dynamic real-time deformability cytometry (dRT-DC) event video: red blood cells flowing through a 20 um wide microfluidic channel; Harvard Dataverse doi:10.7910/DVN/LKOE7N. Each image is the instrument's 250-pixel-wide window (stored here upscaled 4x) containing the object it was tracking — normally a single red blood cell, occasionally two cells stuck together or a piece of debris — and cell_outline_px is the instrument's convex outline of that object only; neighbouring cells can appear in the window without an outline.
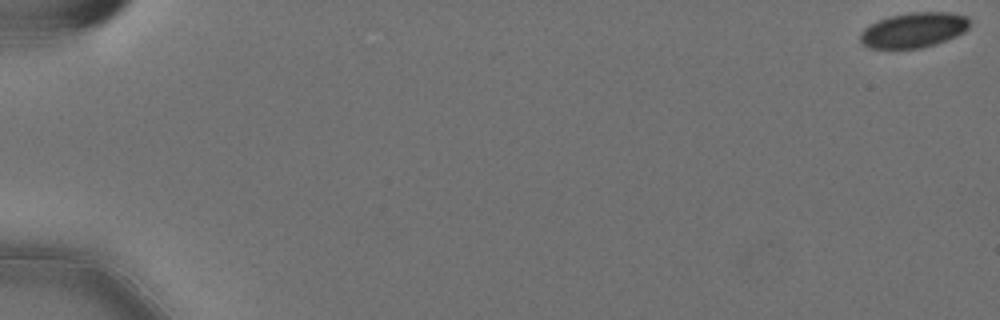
{"species": "Egyptian fruit bat (a non-hibernating species)", "species_latin": "Rousettus aegyptiacus", "temperature_condition": "cold", "stored_images_in_passage": 5, "camera_frame_rate_fps": 3000, "um_per_image_px": 0.085, "animal": {"sex": "female"}, "frame": {"image": 1, "passage_image": 1, "time_ms": 0.0, "image_size_px": [1000, 320], "cell_outline_px": [[968, 28], [964, 32], [956, 36], [920, 48], [868, 48], [860, 40], [860, 32], [864, 28], [888, 16], [908, 12], [948, 12], [968, 16]], "centroid_in_image_um": [77.65, 2.54], "position_along_channel_um": 7.3, "area_um2": 22.14}}